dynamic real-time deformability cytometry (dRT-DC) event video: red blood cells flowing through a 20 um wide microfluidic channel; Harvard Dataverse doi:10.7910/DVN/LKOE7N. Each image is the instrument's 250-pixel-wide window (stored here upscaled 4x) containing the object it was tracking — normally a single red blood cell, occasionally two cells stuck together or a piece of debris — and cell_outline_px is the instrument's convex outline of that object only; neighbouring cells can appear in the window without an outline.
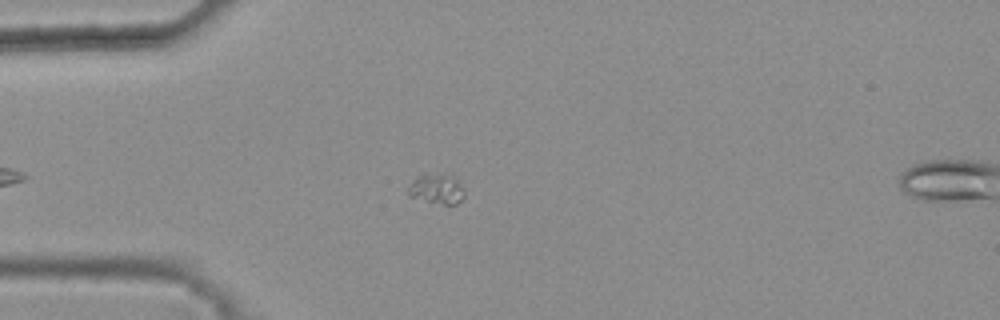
{"species": "common noctule bat (a hibernating species)", "species_latin": "Nyctalus noctula", "temperature_condition": "warm", "stored_images_in_passage": 3, "camera_frame_rate_fps": 3000, "um_per_image_px": 0.085, "animal": {"sex": "female", "body_mass_g": 25.1}, "frame": {"image": 1, "passage_image": 2, "time_ms": 0.333, "image_size_px": [1000, 320], "cell_outline_px": [[464, 196], [456, 204], [444, 204], [408, 196], [408, 188], [412, 180], [416, 176], [424, 172], [448, 172], [464, 188]], "centroid_in_image_um": [37.1, 15.98], "position_along_channel_um": 47.9, "area_um2": 10.12}}